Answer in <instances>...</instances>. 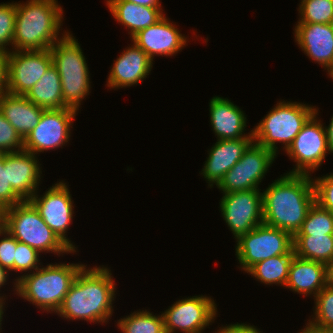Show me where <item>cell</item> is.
<instances>
[{
	"label": "cell",
	"instance_id": "1",
	"mask_svg": "<svg viewBox=\"0 0 333 333\" xmlns=\"http://www.w3.org/2000/svg\"><path fill=\"white\" fill-rule=\"evenodd\" d=\"M110 268L84 266L55 314L66 320L108 323L113 314L116 287Z\"/></svg>",
	"mask_w": 333,
	"mask_h": 333
},
{
	"label": "cell",
	"instance_id": "2",
	"mask_svg": "<svg viewBox=\"0 0 333 333\" xmlns=\"http://www.w3.org/2000/svg\"><path fill=\"white\" fill-rule=\"evenodd\" d=\"M311 176L285 173L262 190L263 223L294 237L315 202Z\"/></svg>",
	"mask_w": 333,
	"mask_h": 333
},
{
	"label": "cell",
	"instance_id": "3",
	"mask_svg": "<svg viewBox=\"0 0 333 333\" xmlns=\"http://www.w3.org/2000/svg\"><path fill=\"white\" fill-rule=\"evenodd\" d=\"M63 9L57 0H27L16 3L14 51L45 50L61 36Z\"/></svg>",
	"mask_w": 333,
	"mask_h": 333
},
{
	"label": "cell",
	"instance_id": "4",
	"mask_svg": "<svg viewBox=\"0 0 333 333\" xmlns=\"http://www.w3.org/2000/svg\"><path fill=\"white\" fill-rule=\"evenodd\" d=\"M82 263H59L40 266L32 273H24L13 283L18 297L27 300L47 313H56L74 282Z\"/></svg>",
	"mask_w": 333,
	"mask_h": 333
},
{
	"label": "cell",
	"instance_id": "5",
	"mask_svg": "<svg viewBox=\"0 0 333 333\" xmlns=\"http://www.w3.org/2000/svg\"><path fill=\"white\" fill-rule=\"evenodd\" d=\"M0 225L17 241L27 244L39 253H74L44 222L29 200H24L0 213Z\"/></svg>",
	"mask_w": 333,
	"mask_h": 333
},
{
	"label": "cell",
	"instance_id": "6",
	"mask_svg": "<svg viewBox=\"0 0 333 333\" xmlns=\"http://www.w3.org/2000/svg\"><path fill=\"white\" fill-rule=\"evenodd\" d=\"M82 51L69 31L50 47L52 65L61 79L64 105L77 111L81 101L91 92L90 72Z\"/></svg>",
	"mask_w": 333,
	"mask_h": 333
},
{
	"label": "cell",
	"instance_id": "7",
	"mask_svg": "<svg viewBox=\"0 0 333 333\" xmlns=\"http://www.w3.org/2000/svg\"><path fill=\"white\" fill-rule=\"evenodd\" d=\"M275 105L258 125L254 126L252 133L253 142L277 156V144L282 143L285 152L307 120L316 112V106L285 100Z\"/></svg>",
	"mask_w": 333,
	"mask_h": 333
},
{
	"label": "cell",
	"instance_id": "8",
	"mask_svg": "<svg viewBox=\"0 0 333 333\" xmlns=\"http://www.w3.org/2000/svg\"><path fill=\"white\" fill-rule=\"evenodd\" d=\"M235 255L240 270L247 272L256 263L270 257L295 254L293 236L275 227L261 224L236 240Z\"/></svg>",
	"mask_w": 333,
	"mask_h": 333
},
{
	"label": "cell",
	"instance_id": "9",
	"mask_svg": "<svg viewBox=\"0 0 333 333\" xmlns=\"http://www.w3.org/2000/svg\"><path fill=\"white\" fill-rule=\"evenodd\" d=\"M316 112L307 120L298 135L286 150L293 162L294 168L287 174L311 175L325 161L329 152L327 146L325 127L322 121L317 119Z\"/></svg>",
	"mask_w": 333,
	"mask_h": 333
},
{
	"label": "cell",
	"instance_id": "10",
	"mask_svg": "<svg viewBox=\"0 0 333 333\" xmlns=\"http://www.w3.org/2000/svg\"><path fill=\"white\" fill-rule=\"evenodd\" d=\"M276 157L269 149L252 142L241 159L224 175L217 188L223 194L260 189L259 184Z\"/></svg>",
	"mask_w": 333,
	"mask_h": 333
},
{
	"label": "cell",
	"instance_id": "11",
	"mask_svg": "<svg viewBox=\"0 0 333 333\" xmlns=\"http://www.w3.org/2000/svg\"><path fill=\"white\" fill-rule=\"evenodd\" d=\"M217 305L211 296L196 295L174 302L162 312L166 333H203L217 316Z\"/></svg>",
	"mask_w": 333,
	"mask_h": 333
},
{
	"label": "cell",
	"instance_id": "12",
	"mask_svg": "<svg viewBox=\"0 0 333 333\" xmlns=\"http://www.w3.org/2000/svg\"><path fill=\"white\" fill-rule=\"evenodd\" d=\"M219 207L234 238L237 240L263 224V197L261 189L222 194Z\"/></svg>",
	"mask_w": 333,
	"mask_h": 333
},
{
	"label": "cell",
	"instance_id": "13",
	"mask_svg": "<svg viewBox=\"0 0 333 333\" xmlns=\"http://www.w3.org/2000/svg\"><path fill=\"white\" fill-rule=\"evenodd\" d=\"M77 112L70 107L44 110L39 123L24 139V151L37 155L67 144Z\"/></svg>",
	"mask_w": 333,
	"mask_h": 333
},
{
	"label": "cell",
	"instance_id": "14",
	"mask_svg": "<svg viewBox=\"0 0 333 333\" xmlns=\"http://www.w3.org/2000/svg\"><path fill=\"white\" fill-rule=\"evenodd\" d=\"M67 183L58 181L42 196L37 193L29 199L48 227L74 252L77 248L67 238V230L72 223L74 205Z\"/></svg>",
	"mask_w": 333,
	"mask_h": 333
},
{
	"label": "cell",
	"instance_id": "15",
	"mask_svg": "<svg viewBox=\"0 0 333 333\" xmlns=\"http://www.w3.org/2000/svg\"><path fill=\"white\" fill-rule=\"evenodd\" d=\"M51 65L50 49L10 51L7 58V93L25 96Z\"/></svg>",
	"mask_w": 333,
	"mask_h": 333
},
{
	"label": "cell",
	"instance_id": "16",
	"mask_svg": "<svg viewBox=\"0 0 333 333\" xmlns=\"http://www.w3.org/2000/svg\"><path fill=\"white\" fill-rule=\"evenodd\" d=\"M165 15L155 24L139 31L131 38L152 60L155 56H172L188 45L187 37Z\"/></svg>",
	"mask_w": 333,
	"mask_h": 333
},
{
	"label": "cell",
	"instance_id": "17",
	"mask_svg": "<svg viewBox=\"0 0 333 333\" xmlns=\"http://www.w3.org/2000/svg\"><path fill=\"white\" fill-rule=\"evenodd\" d=\"M296 45L315 63L322 66L328 75L333 74V24H296Z\"/></svg>",
	"mask_w": 333,
	"mask_h": 333
},
{
	"label": "cell",
	"instance_id": "18",
	"mask_svg": "<svg viewBox=\"0 0 333 333\" xmlns=\"http://www.w3.org/2000/svg\"><path fill=\"white\" fill-rule=\"evenodd\" d=\"M40 166L37 155L33 153L24 150L4 153L8 183L23 200H29L37 192L42 178Z\"/></svg>",
	"mask_w": 333,
	"mask_h": 333
},
{
	"label": "cell",
	"instance_id": "19",
	"mask_svg": "<svg viewBox=\"0 0 333 333\" xmlns=\"http://www.w3.org/2000/svg\"><path fill=\"white\" fill-rule=\"evenodd\" d=\"M113 61L106 86L120 89L139 84L146 79L153 67V60L134 42Z\"/></svg>",
	"mask_w": 333,
	"mask_h": 333
},
{
	"label": "cell",
	"instance_id": "20",
	"mask_svg": "<svg viewBox=\"0 0 333 333\" xmlns=\"http://www.w3.org/2000/svg\"><path fill=\"white\" fill-rule=\"evenodd\" d=\"M212 131L217 140L253 138L252 130L245 133L247 118L244 111L228 98L214 96L209 102Z\"/></svg>",
	"mask_w": 333,
	"mask_h": 333
},
{
	"label": "cell",
	"instance_id": "21",
	"mask_svg": "<svg viewBox=\"0 0 333 333\" xmlns=\"http://www.w3.org/2000/svg\"><path fill=\"white\" fill-rule=\"evenodd\" d=\"M253 142V138L217 140L208 150V157L201 175L209 183L208 187L217 186L224 175L241 159L244 151Z\"/></svg>",
	"mask_w": 333,
	"mask_h": 333
},
{
	"label": "cell",
	"instance_id": "22",
	"mask_svg": "<svg viewBox=\"0 0 333 333\" xmlns=\"http://www.w3.org/2000/svg\"><path fill=\"white\" fill-rule=\"evenodd\" d=\"M326 286L323 263L294 256L289 267L286 288L303 296L315 297Z\"/></svg>",
	"mask_w": 333,
	"mask_h": 333
},
{
	"label": "cell",
	"instance_id": "23",
	"mask_svg": "<svg viewBox=\"0 0 333 333\" xmlns=\"http://www.w3.org/2000/svg\"><path fill=\"white\" fill-rule=\"evenodd\" d=\"M44 110L24 95L5 93L0 96V111L23 140L39 123Z\"/></svg>",
	"mask_w": 333,
	"mask_h": 333
},
{
	"label": "cell",
	"instance_id": "24",
	"mask_svg": "<svg viewBox=\"0 0 333 333\" xmlns=\"http://www.w3.org/2000/svg\"><path fill=\"white\" fill-rule=\"evenodd\" d=\"M106 5L116 21L130 30V38L165 15L162 8L141 6L125 0H106Z\"/></svg>",
	"mask_w": 333,
	"mask_h": 333
},
{
	"label": "cell",
	"instance_id": "25",
	"mask_svg": "<svg viewBox=\"0 0 333 333\" xmlns=\"http://www.w3.org/2000/svg\"><path fill=\"white\" fill-rule=\"evenodd\" d=\"M25 96L32 103L45 110L67 108L62 96L60 75L53 65Z\"/></svg>",
	"mask_w": 333,
	"mask_h": 333
},
{
	"label": "cell",
	"instance_id": "26",
	"mask_svg": "<svg viewBox=\"0 0 333 333\" xmlns=\"http://www.w3.org/2000/svg\"><path fill=\"white\" fill-rule=\"evenodd\" d=\"M293 249L300 258L326 265L333 260V235H295Z\"/></svg>",
	"mask_w": 333,
	"mask_h": 333
},
{
	"label": "cell",
	"instance_id": "27",
	"mask_svg": "<svg viewBox=\"0 0 333 333\" xmlns=\"http://www.w3.org/2000/svg\"><path fill=\"white\" fill-rule=\"evenodd\" d=\"M294 256L295 254H283L270 257L253 265L247 273L266 285L276 284L285 287Z\"/></svg>",
	"mask_w": 333,
	"mask_h": 333
},
{
	"label": "cell",
	"instance_id": "28",
	"mask_svg": "<svg viewBox=\"0 0 333 333\" xmlns=\"http://www.w3.org/2000/svg\"><path fill=\"white\" fill-rule=\"evenodd\" d=\"M116 322L121 333H166L162 313L153 315V312L138 310Z\"/></svg>",
	"mask_w": 333,
	"mask_h": 333
},
{
	"label": "cell",
	"instance_id": "29",
	"mask_svg": "<svg viewBox=\"0 0 333 333\" xmlns=\"http://www.w3.org/2000/svg\"><path fill=\"white\" fill-rule=\"evenodd\" d=\"M296 235H333V213L314 202Z\"/></svg>",
	"mask_w": 333,
	"mask_h": 333
},
{
	"label": "cell",
	"instance_id": "30",
	"mask_svg": "<svg viewBox=\"0 0 333 333\" xmlns=\"http://www.w3.org/2000/svg\"><path fill=\"white\" fill-rule=\"evenodd\" d=\"M297 24H333V0H300Z\"/></svg>",
	"mask_w": 333,
	"mask_h": 333
},
{
	"label": "cell",
	"instance_id": "31",
	"mask_svg": "<svg viewBox=\"0 0 333 333\" xmlns=\"http://www.w3.org/2000/svg\"><path fill=\"white\" fill-rule=\"evenodd\" d=\"M313 318L308 324L333 330V287L325 286L314 298Z\"/></svg>",
	"mask_w": 333,
	"mask_h": 333
},
{
	"label": "cell",
	"instance_id": "32",
	"mask_svg": "<svg viewBox=\"0 0 333 333\" xmlns=\"http://www.w3.org/2000/svg\"><path fill=\"white\" fill-rule=\"evenodd\" d=\"M15 17L16 2L0 3V51L2 52L9 53L13 50ZM6 46H12V49Z\"/></svg>",
	"mask_w": 333,
	"mask_h": 333
},
{
	"label": "cell",
	"instance_id": "33",
	"mask_svg": "<svg viewBox=\"0 0 333 333\" xmlns=\"http://www.w3.org/2000/svg\"><path fill=\"white\" fill-rule=\"evenodd\" d=\"M39 255L41 254L37 250L33 249L25 243L16 240L14 271L21 273L28 271V273H32L34 270L39 269V266L42 265L39 260Z\"/></svg>",
	"mask_w": 333,
	"mask_h": 333
},
{
	"label": "cell",
	"instance_id": "34",
	"mask_svg": "<svg viewBox=\"0 0 333 333\" xmlns=\"http://www.w3.org/2000/svg\"><path fill=\"white\" fill-rule=\"evenodd\" d=\"M24 150V140L0 111V151L15 153Z\"/></svg>",
	"mask_w": 333,
	"mask_h": 333
},
{
	"label": "cell",
	"instance_id": "35",
	"mask_svg": "<svg viewBox=\"0 0 333 333\" xmlns=\"http://www.w3.org/2000/svg\"><path fill=\"white\" fill-rule=\"evenodd\" d=\"M315 202L333 213V173L314 177Z\"/></svg>",
	"mask_w": 333,
	"mask_h": 333
},
{
	"label": "cell",
	"instance_id": "36",
	"mask_svg": "<svg viewBox=\"0 0 333 333\" xmlns=\"http://www.w3.org/2000/svg\"><path fill=\"white\" fill-rule=\"evenodd\" d=\"M24 201L8 183L7 169L4 167V153L0 158V213Z\"/></svg>",
	"mask_w": 333,
	"mask_h": 333
},
{
	"label": "cell",
	"instance_id": "37",
	"mask_svg": "<svg viewBox=\"0 0 333 333\" xmlns=\"http://www.w3.org/2000/svg\"><path fill=\"white\" fill-rule=\"evenodd\" d=\"M0 265L9 272L14 271L16 239L0 225Z\"/></svg>",
	"mask_w": 333,
	"mask_h": 333
},
{
	"label": "cell",
	"instance_id": "38",
	"mask_svg": "<svg viewBox=\"0 0 333 333\" xmlns=\"http://www.w3.org/2000/svg\"><path fill=\"white\" fill-rule=\"evenodd\" d=\"M216 333H263L254 325L247 323H235L219 327Z\"/></svg>",
	"mask_w": 333,
	"mask_h": 333
},
{
	"label": "cell",
	"instance_id": "39",
	"mask_svg": "<svg viewBox=\"0 0 333 333\" xmlns=\"http://www.w3.org/2000/svg\"><path fill=\"white\" fill-rule=\"evenodd\" d=\"M7 58L8 53L0 51V96L7 93Z\"/></svg>",
	"mask_w": 333,
	"mask_h": 333
},
{
	"label": "cell",
	"instance_id": "40",
	"mask_svg": "<svg viewBox=\"0 0 333 333\" xmlns=\"http://www.w3.org/2000/svg\"><path fill=\"white\" fill-rule=\"evenodd\" d=\"M328 126L325 127L326 132V139H327V146L329 149V153H333V116L331 117V120L329 121Z\"/></svg>",
	"mask_w": 333,
	"mask_h": 333
},
{
	"label": "cell",
	"instance_id": "41",
	"mask_svg": "<svg viewBox=\"0 0 333 333\" xmlns=\"http://www.w3.org/2000/svg\"><path fill=\"white\" fill-rule=\"evenodd\" d=\"M131 3H135L137 5L141 6H149V7H157L161 8V2L160 0H125Z\"/></svg>",
	"mask_w": 333,
	"mask_h": 333
},
{
	"label": "cell",
	"instance_id": "42",
	"mask_svg": "<svg viewBox=\"0 0 333 333\" xmlns=\"http://www.w3.org/2000/svg\"><path fill=\"white\" fill-rule=\"evenodd\" d=\"M297 333H333V330L321 329V328L314 327V326L306 323L305 328L301 329L300 332H297Z\"/></svg>",
	"mask_w": 333,
	"mask_h": 333
},
{
	"label": "cell",
	"instance_id": "43",
	"mask_svg": "<svg viewBox=\"0 0 333 333\" xmlns=\"http://www.w3.org/2000/svg\"><path fill=\"white\" fill-rule=\"evenodd\" d=\"M326 266V286L333 287V260Z\"/></svg>",
	"mask_w": 333,
	"mask_h": 333
},
{
	"label": "cell",
	"instance_id": "44",
	"mask_svg": "<svg viewBox=\"0 0 333 333\" xmlns=\"http://www.w3.org/2000/svg\"><path fill=\"white\" fill-rule=\"evenodd\" d=\"M8 278H9V271L0 265V289L4 285H6Z\"/></svg>",
	"mask_w": 333,
	"mask_h": 333
},
{
	"label": "cell",
	"instance_id": "45",
	"mask_svg": "<svg viewBox=\"0 0 333 333\" xmlns=\"http://www.w3.org/2000/svg\"><path fill=\"white\" fill-rule=\"evenodd\" d=\"M0 295H2V294H0ZM5 299H6V295L3 294V296H0V332H1V329H2L1 328L2 327L1 324H2V321H3V316H4L3 314H4V310H5L4 309L5 308L4 305H5V302H6Z\"/></svg>",
	"mask_w": 333,
	"mask_h": 333
}]
</instances>
